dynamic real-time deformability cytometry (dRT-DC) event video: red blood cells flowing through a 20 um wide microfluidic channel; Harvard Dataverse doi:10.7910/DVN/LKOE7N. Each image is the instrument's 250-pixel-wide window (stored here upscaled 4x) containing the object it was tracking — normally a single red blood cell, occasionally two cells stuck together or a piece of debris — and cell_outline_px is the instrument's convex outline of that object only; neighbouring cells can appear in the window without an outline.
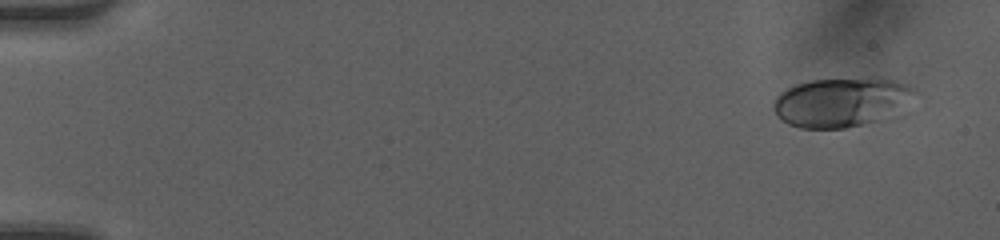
{"species": "human", "species_latin": "Homo sapiens", "temperature_condition": "room temperature", "stored_images_in_passage": 49, "camera_frame_rate_fps": 3000, "um_per_image_px": 0.085, "donor": {"sex": "female"}, "frame": {"image": 1, "passage_image": 3, "time_ms": 0.667, "image_size_px": [1000, 240], "cell_outline_px": [[920, 92], [876, 120], [844, 128], [800, 128], [788, 124], [776, 116], [772, 108], [772, 104], [776, 96], [780, 92], [796, 84], [812, 80], [892, 80], [908, 84], [916, 88]], "centroid_in_image_um": [71.37, 8.69], "position_along_channel_um": 13.6, "area_um2": 39.07}}
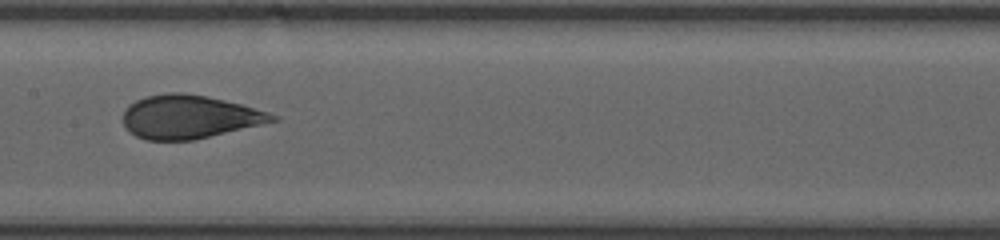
{"frame": {"image": 2, "passage_image": 26, "time_ms": 8.333, "image_size_px": [1000, 240], "cell_outline_px": [[280, 120], [192, 140], [144, 140], [128, 132], [124, 124], [124, 108], [128, 104], [144, 96], [168, 92], [184, 92], [208, 96], [240, 104], [268, 112], [280, 116]], "centroid_in_image_um": [16.06, 9.92], "position_along_channel_um": 191.3, "area_um2": 37.92}}
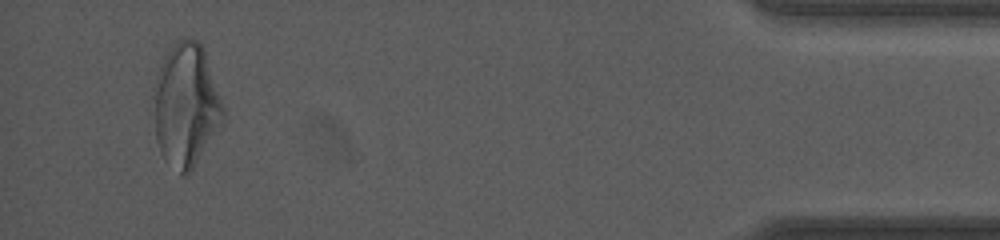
{"frame": {"image": 3, "passage_image": 47, "time_ms": 15.333, "image_size_px": [1000, 240], "cell_outline_px": [[224, 120], [192, 168], [184, 176], [180, 176], [160, 152], [156, 140], [148, 104], [156, 76], [160, 64], [172, 44], [180, 36], [188, 36], [196, 40], [204, 48], [224, 108]], "centroid_in_image_um": [15.73, 8.89], "position_along_channel_um": 419.5, "area_um2": 50.98}, "authors_computed_cell_mechanics": {"area_um2": 38.8994, "velocity_mm_per_s": 4.2006, "shape_relaxation_time_tau1_ms": 3.6691, "shape_relaxation_time_tau2_ms": 0.8747, "deformation_change_tau1": 0.1477, "deformation_change_tau2": 0.0733}}